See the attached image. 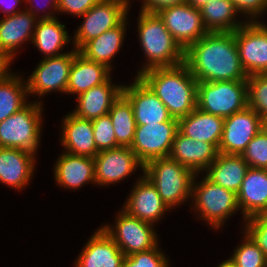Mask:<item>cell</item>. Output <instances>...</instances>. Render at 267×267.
I'll list each match as a JSON object with an SVG mask.
<instances>
[{
  "label": "cell",
  "mask_w": 267,
  "mask_h": 267,
  "mask_svg": "<svg viewBox=\"0 0 267 267\" xmlns=\"http://www.w3.org/2000/svg\"><path fill=\"white\" fill-rule=\"evenodd\" d=\"M237 201L243 221L267 214V169H248L237 193Z\"/></svg>",
  "instance_id": "ffe728a7"
},
{
  "label": "cell",
  "mask_w": 267,
  "mask_h": 267,
  "mask_svg": "<svg viewBox=\"0 0 267 267\" xmlns=\"http://www.w3.org/2000/svg\"><path fill=\"white\" fill-rule=\"evenodd\" d=\"M177 131L178 119L175 118L163 123L136 126L130 148L143 165L154 159L169 157Z\"/></svg>",
  "instance_id": "30bf717a"
},
{
  "label": "cell",
  "mask_w": 267,
  "mask_h": 267,
  "mask_svg": "<svg viewBox=\"0 0 267 267\" xmlns=\"http://www.w3.org/2000/svg\"><path fill=\"white\" fill-rule=\"evenodd\" d=\"M115 219L114 228L107 225L101 227L113 239L120 250L129 256L133 253L146 251L159 245L153 224L129 215L122 209Z\"/></svg>",
  "instance_id": "ba28073f"
},
{
  "label": "cell",
  "mask_w": 267,
  "mask_h": 267,
  "mask_svg": "<svg viewBox=\"0 0 267 267\" xmlns=\"http://www.w3.org/2000/svg\"><path fill=\"white\" fill-rule=\"evenodd\" d=\"M100 0H58L57 13L63 12L75 16H82Z\"/></svg>",
  "instance_id": "60d3db41"
},
{
  "label": "cell",
  "mask_w": 267,
  "mask_h": 267,
  "mask_svg": "<svg viewBox=\"0 0 267 267\" xmlns=\"http://www.w3.org/2000/svg\"><path fill=\"white\" fill-rule=\"evenodd\" d=\"M264 128V120L250 107L224 119L218 152L242 155L248 143Z\"/></svg>",
  "instance_id": "4fadbf2b"
},
{
  "label": "cell",
  "mask_w": 267,
  "mask_h": 267,
  "mask_svg": "<svg viewBox=\"0 0 267 267\" xmlns=\"http://www.w3.org/2000/svg\"><path fill=\"white\" fill-rule=\"evenodd\" d=\"M158 247L125 256L123 267H169L167 257Z\"/></svg>",
  "instance_id": "74e56055"
},
{
  "label": "cell",
  "mask_w": 267,
  "mask_h": 267,
  "mask_svg": "<svg viewBox=\"0 0 267 267\" xmlns=\"http://www.w3.org/2000/svg\"><path fill=\"white\" fill-rule=\"evenodd\" d=\"M244 240L229 258L237 267H267V258L252 238L243 232Z\"/></svg>",
  "instance_id": "836d02e7"
},
{
  "label": "cell",
  "mask_w": 267,
  "mask_h": 267,
  "mask_svg": "<svg viewBox=\"0 0 267 267\" xmlns=\"http://www.w3.org/2000/svg\"><path fill=\"white\" fill-rule=\"evenodd\" d=\"M111 70L105 65L89 60L77 52L70 69L66 94L79 95L106 82Z\"/></svg>",
  "instance_id": "4316f807"
},
{
  "label": "cell",
  "mask_w": 267,
  "mask_h": 267,
  "mask_svg": "<svg viewBox=\"0 0 267 267\" xmlns=\"http://www.w3.org/2000/svg\"><path fill=\"white\" fill-rule=\"evenodd\" d=\"M217 267H237L231 260L226 259L222 263L219 264Z\"/></svg>",
  "instance_id": "7dc6e473"
},
{
  "label": "cell",
  "mask_w": 267,
  "mask_h": 267,
  "mask_svg": "<svg viewBox=\"0 0 267 267\" xmlns=\"http://www.w3.org/2000/svg\"><path fill=\"white\" fill-rule=\"evenodd\" d=\"M134 184L133 190L121 209L133 217L154 225L161 220V217L163 218L162 215L169 208L163 202L155 186L144 174Z\"/></svg>",
  "instance_id": "e0dca14e"
},
{
  "label": "cell",
  "mask_w": 267,
  "mask_h": 267,
  "mask_svg": "<svg viewBox=\"0 0 267 267\" xmlns=\"http://www.w3.org/2000/svg\"><path fill=\"white\" fill-rule=\"evenodd\" d=\"M247 106L263 120L267 118V73L248 76Z\"/></svg>",
  "instance_id": "e575fe53"
},
{
  "label": "cell",
  "mask_w": 267,
  "mask_h": 267,
  "mask_svg": "<svg viewBox=\"0 0 267 267\" xmlns=\"http://www.w3.org/2000/svg\"><path fill=\"white\" fill-rule=\"evenodd\" d=\"M138 77L164 103L173 118L179 120L196 108L198 81L185 63L151 68Z\"/></svg>",
  "instance_id": "7a4b0ae2"
},
{
  "label": "cell",
  "mask_w": 267,
  "mask_h": 267,
  "mask_svg": "<svg viewBox=\"0 0 267 267\" xmlns=\"http://www.w3.org/2000/svg\"><path fill=\"white\" fill-rule=\"evenodd\" d=\"M251 168L267 169V131L263 128L241 155Z\"/></svg>",
  "instance_id": "d590c367"
},
{
  "label": "cell",
  "mask_w": 267,
  "mask_h": 267,
  "mask_svg": "<svg viewBox=\"0 0 267 267\" xmlns=\"http://www.w3.org/2000/svg\"><path fill=\"white\" fill-rule=\"evenodd\" d=\"M78 51H71L57 57L43 58L26 80L28 95L42 97L49 92L66 93L73 58Z\"/></svg>",
  "instance_id": "7c38bea8"
},
{
  "label": "cell",
  "mask_w": 267,
  "mask_h": 267,
  "mask_svg": "<svg viewBox=\"0 0 267 267\" xmlns=\"http://www.w3.org/2000/svg\"><path fill=\"white\" fill-rule=\"evenodd\" d=\"M211 0H187L186 3L190 6L200 10L204 5H206Z\"/></svg>",
  "instance_id": "bcb514c9"
},
{
  "label": "cell",
  "mask_w": 267,
  "mask_h": 267,
  "mask_svg": "<svg viewBox=\"0 0 267 267\" xmlns=\"http://www.w3.org/2000/svg\"><path fill=\"white\" fill-rule=\"evenodd\" d=\"M21 0H0V11L4 13V17L6 16H10V15H14L18 12H20V10H15V7L20 3ZM24 1V0H23ZM3 3V4H1ZM4 4H6L5 6H3ZM16 5V6H15ZM4 8V9H3Z\"/></svg>",
  "instance_id": "ee69618b"
},
{
  "label": "cell",
  "mask_w": 267,
  "mask_h": 267,
  "mask_svg": "<svg viewBox=\"0 0 267 267\" xmlns=\"http://www.w3.org/2000/svg\"><path fill=\"white\" fill-rule=\"evenodd\" d=\"M37 18L24 9L20 12L0 19V54L6 55L11 61L16 50L23 47L24 42H32ZM22 44V45H21Z\"/></svg>",
  "instance_id": "d6986e66"
},
{
  "label": "cell",
  "mask_w": 267,
  "mask_h": 267,
  "mask_svg": "<svg viewBox=\"0 0 267 267\" xmlns=\"http://www.w3.org/2000/svg\"><path fill=\"white\" fill-rule=\"evenodd\" d=\"M70 42L65 25L59 22L58 18L37 20L32 44L45 55L44 58L65 54L59 52Z\"/></svg>",
  "instance_id": "f546056e"
},
{
  "label": "cell",
  "mask_w": 267,
  "mask_h": 267,
  "mask_svg": "<svg viewBox=\"0 0 267 267\" xmlns=\"http://www.w3.org/2000/svg\"><path fill=\"white\" fill-rule=\"evenodd\" d=\"M63 119L60 143L66 152L94 158L99 151L94 141L92 120L77 117L72 112Z\"/></svg>",
  "instance_id": "d4e9b609"
},
{
  "label": "cell",
  "mask_w": 267,
  "mask_h": 267,
  "mask_svg": "<svg viewBox=\"0 0 267 267\" xmlns=\"http://www.w3.org/2000/svg\"><path fill=\"white\" fill-rule=\"evenodd\" d=\"M42 102L27 103L22 109L0 122V147L37 152L42 126Z\"/></svg>",
  "instance_id": "5b68a950"
},
{
  "label": "cell",
  "mask_w": 267,
  "mask_h": 267,
  "mask_svg": "<svg viewBox=\"0 0 267 267\" xmlns=\"http://www.w3.org/2000/svg\"><path fill=\"white\" fill-rule=\"evenodd\" d=\"M197 175L200 173L195 174L192 182V204L194 203L198 216L218 230L220 226L225 225L229 216L240 210L237 194L213 183L206 176L199 183L195 182Z\"/></svg>",
  "instance_id": "8992f818"
},
{
  "label": "cell",
  "mask_w": 267,
  "mask_h": 267,
  "mask_svg": "<svg viewBox=\"0 0 267 267\" xmlns=\"http://www.w3.org/2000/svg\"><path fill=\"white\" fill-rule=\"evenodd\" d=\"M157 14L184 51L208 33L200 10L187 3L165 8Z\"/></svg>",
  "instance_id": "5bb4252c"
},
{
  "label": "cell",
  "mask_w": 267,
  "mask_h": 267,
  "mask_svg": "<svg viewBox=\"0 0 267 267\" xmlns=\"http://www.w3.org/2000/svg\"><path fill=\"white\" fill-rule=\"evenodd\" d=\"M247 106V80L198 82L196 107L203 112L229 117Z\"/></svg>",
  "instance_id": "52a82bcc"
},
{
  "label": "cell",
  "mask_w": 267,
  "mask_h": 267,
  "mask_svg": "<svg viewBox=\"0 0 267 267\" xmlns=\"http://www.w3.org/2000/svg\"><path fill=\"white\" fill-rule=\"evenodd\" d=\"M141 12L157 14L159 11L186 3L187 0H142Z\"/></svg>",
  "instance_id": "b9f144b4"
},
{
  "label": "cell",
  "mask_w": 267,
  "mask_h": 267,
  "mask_svg": "<svg viewBox=\"0 0 267 267\" xmlns=\"http://www.w3.org/2000/svg\"><path fill=\"white\" fill-rule=\"evenodd\" d=\"M143 173L169 209L191 198L195 173L176 160L170 157L154 159L144 165Z\"/></svg>",
  "instance_id": "277c9868"
},
{
  "label": "cell",
  "mask_w": 267,
  "mask_h": 267,
  "mask_svg": "<svg viewBox=\"0 0 267 267\" xmlns=\"http://www.w3.org/2000/svg\"><path fill=\"white\" fill-rule=\"evenodd\" d=\"M246 232L267 258V215H258L244 221Z\"/></svg>",
  "instance_id": "f35d334b"
},
{
  "label": "cell",
  "mask_w": 267,
  "mask_h": 267,
  "mask_svg": "<svg viewBox=\"0 0 267 267\" xmlns=\"http://www.w3.org/2000/svg\"><path fill=\"white\" fill-rule=\"evenodd\" d=\"M54 179L62 188L78 189L83 184L95 183L94 158L63 152L54 166Z\"/></svg>",
  "instance_id": "603a6c76"
},
{
  "label": "cell",
  "mask_w": 267,
  "mask_h": 267,
  "mask_svg": "<svg viewBox=\"0 0 267 267\" xmlns=\"http://www.w3.org/2000/svg\"><path fill=\"white\" fill-rule=\"evenodd\" d=\"M35 155L21 149L0 147V182L17 190L27 187L35 170Z\"/></svg>",
  "instance_id": "7402d4cb"
},
{
  "label": "cell",
  "mask_w": 267,
  "mask_h": 267,
  "mask_svg": "<svg viewBox=\"0 0 267 267\" xmlns=\"http://www.w3.org/2000/svg\"><path fill=\"white\" fill-rule=\"evenodd\" d=\"M200 12L208 32H234L245 24L236 20L239 12L232 0H211Z\"/></svg>",
  "instance_id": "4dcf8cb0"
},
{
  "label": "cell",
  "mask_w": 267,
  "mask_h": 267,
  "mask_svg": "<svg viewBox=\"0 0 267 267\" xmlns=\"http://www.w3.org/2000/svg\"><path fill=\"white\" fill-rule=\"evenodd\" d=\"M122 85H113L111 77L101 85L77 96L78 106L72 112L77 117L94 120L109 113L113 103L122 94Z\"/></svg>",
  "instance_id": "cb8c5ba5"
},
{
  "label": "cell",
  "mask_w": 267,
  "mask_h": 267,
  "mask_svg": "<svg viewBox=\"0 0 267 267\" xmlns=\"http://www.w3.org/2000/svg\"><path fill=\"white\" fill-rule=\"evenodd\" d=\"M238 54L247 76L267 73V25L246 21L234 31Z\"/></svg>",
  "instance_id": "8fae6325"
},
{
  "label": "cell",
  "mask_w": 267,
  "mask_h": 267,
  "mask_svg": "<svg viewBox=\"0 0 267 267\" xmlns=\"http://www.w3.org/2000/svg\"><path fill=\"white\" fill-rule=\"evenodd\" d=\"M184 63L198 82L247 80L234 32H208L184 51Z\"/></svg>",
  "instance_id": "6da1fadb"
},
{
  "label": "cell",
  "mask_w": 267,
  "mask_h": 267,
  "mask_svg": "<svg viewBox=\"0 0 267 267\" xmlns=\"http://www.w3.org/2000/svg\"><path fill=\"white\" fill-rule=\"evenodd\" d=\"M224 119L221 116L203 112L196 107L188 115L178 120V131L195 141L211 143L218 149Z\"/></svg>",
  "instance_id": "484cf974"
},
{
  "label": "cell",
  "mask_w": 267,
  "mask_h": 267,
  "mask_svg": "<svg viewBox=\"0 0 267 267\" xmlns=\"http://www.w3.org/2000/svg\"><path fill=\"white\" fill-rule=\"evenodd\" d=\"M24 1H25V3L27 1L28 2L27 4H31V6L29 5V8L26 7V10H28L30 13H32L37 19H52V18H56L54 13L57 12V2H58V0H46L48 2L47 4L49 6H51L50 8L52 9V11H54V13L49 10V12L46 11V13L43 14V16L41 15L40 17H38V12H39V10L41 8L40 7L37 8L36 5H34V6L32 5L34 3L33 1H35V0H24ZM47 4L46 5L43 4V5L48 9V5ZM33 8H35V10L38 11V12L36 13V11Z\"/></svg>",
  "instance_id": "7bdbcfd3"
},
{
  "label": "cell",
  "mask_w": 267,
  "mask_h": 267,
  "mask_svg": "<svg viewBox=\"0 0 267 267\" xmlns=\"http://www.w3.org/2000/svg\"><path fill=\"white\" fill-rule=\"evenodd\" d=\"M94 141L98 151L117 148L113 124L109 114L92 120Z\"/></svg>",
  "instance_id": "8d00e7d4"
},
{
  "label": "cell",
  "mask_w": 267,
  "mask_h": 267,
  "mask_svg": "<svg viewBox=\"0 0 267 267\" xmlns=\"http://www.w3.org/2000/svg\"><path fill=\"white\" fill-rule=\"evenodd\" d=\"M240 14L249 16L246 21H258L260 15L262 16L265 10L267 11V0H232ZM251 18V19H250ZM254 18V19H253Z\"/></svg>",
  "instance_id": "ab89813d"
},
{
  "label": "cell",
  "mask_w": 267,
  "mask_h": 267,
  "mask_svg": "<svg viewBox=\"0 0 267 267\" xmlns=\"http://www.w3.org/2000/svg\"><path fill=\"white\" fill-rule=\"evenodd\" d=\"M95 184L109 186L124 180L136 171L143 170L144 165L139 161L130 147H117L99 151L94 157Z\"/></svg>",
  "instance_id": "9a60e30c"
},
{
  "label": "cell",
  "mask_w": 267,
  "mask_h": 267,
  "mask_svg": "<svg viewBox=\"0 0 267 267\" xmlns=\"http://www.w3.org/2000/svg\"><path fill=\"white\" fill-rule=\"evenodd\" d=\"M125 254L101 227L89 238L75 267H123Z\"/></svg>",
  "instance_id": "ac0fdd59"
},
{
  "label": "cell",
  "mask_w": 267,
  "mask_h": 267,
  "mask_svg": "<svg viewBox=\"0 0 267 267\" xmlns=\"http://www.w3.org/2000/svg\"><path fill=\"white\" fill-rule=\"evenodd\" d=\"M264 129L267 131V118L264 119Z\"/></svg>",
  "instance_id": "c3c4849f"
},
{
  "label": "cell",
  "mask_w": 267,
  "mask_h": 267,
  "mask_svg": "<svg viewBox=\"0 0 267 267\" xmlns=\"http://www.w3.org/2000/svg\"><path fill=\"white\" fill-rule=\"evenodd\" d=\"M137 28L147 61L136 76L151 68L173 67L184 63V50L174 40L158 14L140 11Z\"/></svg>",
  "instance_id": "3957f363"
},
{
  "label": "cell",
  "mask_w": 267,
  "mask_h": 267,
  "mask_svg": "<svg viewBox=\"0 0 267 267\" xmlns=\"http://www.w3.org/2000/svg\"><path fill=\"white\" fill-rule=\"evenodd\" d=\"M129 0H100L83 17L74 34L73 47L78 51L86 42L118 26L128 15Z\"/></svg>",
  "instance_id": "9c48e42d"
},
{
  "label": "cell",
  "mask_w": 267,
  "mask_h": 267,
  "mask_svg": "<svg viewBox=\"0 0 267 267\" xmlns=\"http://www.w3.org/2000/svg\"><path fill=\"white\" fill-rule=\"evenodd\" d=\"M218 149L211 143L195 141L177 131L169 157L191 169L195 174L205 172L216 159Z\"/></svg>",
  "instance_id": "44dd1931"
},
{
  "label": "cell",
  "mask_w": 267,
  "mask_h": 267,
  "mask_svg": "<svg viewBox=\"0 0 267 267\" xmlns=\"http://www.w3.org/2000/svg\"><path fill=\"white\" fill-rule=\"evenodd\" d=\"M249 168L241 155L218 153L216 159L205 170V176L213 183L237 194Z\"/></svg>",
  "instance_id": "f1b7e54d"
},
{
  "label": "cell",
  "mask_w": 267,
  "mask_h": 267,
  "mask_svg": "<svg viewBox=\"0 0 267 267\" xmlns=\"http://www.w3.org/2000/svg\"><path fill=\"white\" fill-rule=\"evenodd\" d=\"M117 147H131L136 129L132 104L121 94L109 111Z\"/></svg>",
  "instance_id": "d6a6232c"
},
{
  "label": "cell",
  "mask_w": 267,
  "mask_h": 267,
  "mask_svg": "<svg viewBox=\"0 0 267 267\" xmlns=\"http://www.w3.org/2000/svg\"><path fill=\"white\" fill-rule=\"evenodd\" d=\"M128 85H123L122 94L132 104L136 126L170 121V115L164 103L138 77Z\"/></svg>",
  "instance_id": "2e32d148"
},
{
  "label": "cell",
  "mask_w": 267,
  "mask_h": 267,
  "mask_svg": "<svg viewBox=\"0 0 267 267\" xmlns=\"http://www.w3.org/2000/svg\"><path fill=\"white\" fill-rule=\"evenodd\" d=\"M11 60L4 54H0V81H2L9 73Z\"/></svg>",
  "instance_id": "f6af8a7d"
},
{
  "label": "cell",
  "mask_w": 267,
  "mask_h": 267,
  "mask_svg": "<svg viewBox=\"0 0 267 267\" xmlns=\"http://www.w3.org/2000/svg\"><path fill=\"white\" fill-rule=\"evenodd\" d=\"M126 17L118 26L103 32L96 38L86 42L78 52L85 58L105 65L112 70L111 63L120 50L126 35ZM112 60V61H111Z\"/></svg>",
  "instance_id": "83f0119b"
},
{
  "label": "cell",
  "mask_w": 267,
  "mask_h": 267,
  "mask_svg": "<svg viewBox=\"0 0 267 267\" xmlns=\"http://www.w3.org/2000/svg\"><path fill=\"white\" fill-rule=\"evenodd\" d=\"M23 80L21 76L10 71V74L0 81V122L28 103L27 84Z\"/></svg>",
  "instance_id": "1f68e13d"
}]
</instances>
